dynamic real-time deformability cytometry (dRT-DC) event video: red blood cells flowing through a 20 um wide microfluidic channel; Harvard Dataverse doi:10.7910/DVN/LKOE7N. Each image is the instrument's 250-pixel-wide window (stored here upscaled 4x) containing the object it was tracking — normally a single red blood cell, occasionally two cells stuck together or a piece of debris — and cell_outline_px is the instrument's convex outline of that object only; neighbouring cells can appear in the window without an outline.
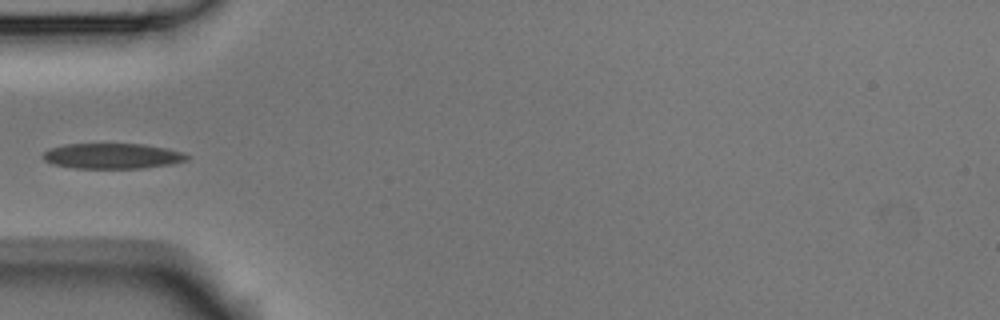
{"species": "Egyptian fruit bat (a non-hibernating species)", "species_latin": "Rousettus aegyptiacus", "temperature_condition": "room temperature", "stored_images_in_passage": 6, "camera_frame_rate_fps": 3000, "um_per_image_px": 0.085, "animal": {"sex": "male"}, "frame": {"image": 1, "passage_image": 5, "time_ms": 1.333, "image_size_px": [1000, 320], "cell_outline_px": [[192, 156], [188, 160], [172, 164], [144, 168], [76, 168], [52, 164], [44, 160], [40, 156], [44, 152], [52, 148], [64, 144], [144, 144], [184, 152]], "centroid_in_image_um": [9.58, 13.26], "position_along_channel_um": 75.4, "area_um2": 21.44}}
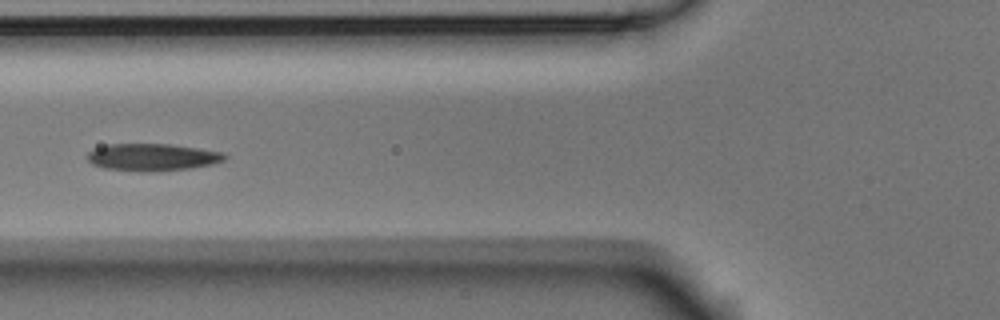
{"frame": {"image": 2, "passage_image": 6, "time_ms": 1.667, "image_size_px": [1000, 320], "cell_outline_px": [[228, 156], [224, 160], [212, 164], [192, 168], [148, 172], [140, 172], [104, 168], [92, 164], [88, 160], [88, 152], [96, 148], [108, 144], [168, 144], [224, 152]], "centroid_in_image_um": [12.96, 13.37], "position_along_channel_um": 112.8, "area_um2": 21.79}}